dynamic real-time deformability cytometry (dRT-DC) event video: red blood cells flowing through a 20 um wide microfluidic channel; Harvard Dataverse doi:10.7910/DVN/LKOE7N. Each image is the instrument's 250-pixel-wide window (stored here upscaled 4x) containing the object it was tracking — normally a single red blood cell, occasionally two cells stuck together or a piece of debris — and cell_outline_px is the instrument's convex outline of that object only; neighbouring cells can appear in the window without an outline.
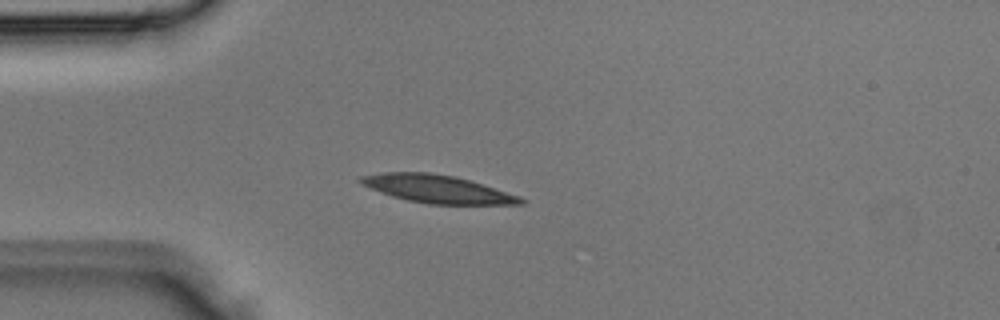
{"species": "Egyptian fruit bat (a non-hibernating species)", "species_latin": "Rousettus aegyptiacus", "temperature_condition": "room temperature", "stored_images_in_passage": 2, "camera_frame_rate_fps": 3000, "um_per_image_px": 0.085, "animal": {"sex": "male"}, "frame": {"image": 1, "passage_image": 2, "time_ms": 0.333, "image_size_px": [1000, 320], "cell_outline_px": [[528, 200], [524, 204], [428, 204], [408, 200], [392, 196], [360, 184], [356, 180], [360, 176], [384, 172], [432, 172], [452, 176], [468, 180], [520, 196]], "centroid_in_image_um": [37.15, 16.06], "position_along_channel_um": 47.9, "area_um2": 25.84}}